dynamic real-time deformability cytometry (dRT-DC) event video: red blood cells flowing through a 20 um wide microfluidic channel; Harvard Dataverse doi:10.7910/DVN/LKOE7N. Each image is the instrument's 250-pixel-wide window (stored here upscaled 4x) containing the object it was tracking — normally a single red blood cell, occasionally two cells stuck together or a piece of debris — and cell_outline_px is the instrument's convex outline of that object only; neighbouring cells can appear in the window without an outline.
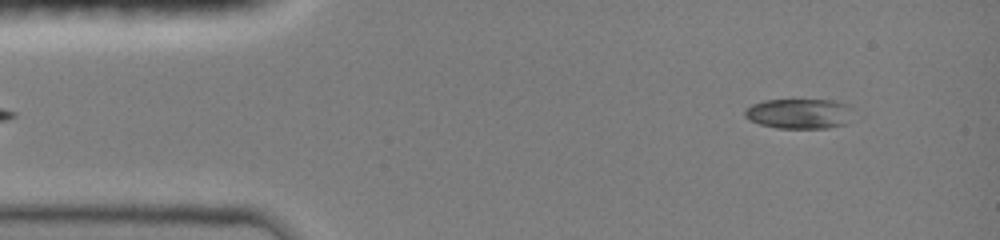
{"species": "common noctule bat (a hibernating species)", "species_latin": "Nyctalus noctula", "temperature_condition": "room temperature", "stored_images_in_passage": 43, "camera_frame_rate_fps": 3000, "um_per_image_px": 0.085, "animal": {"sex": "female", "body_mass_g": 19.0, "forearm_length_mm": 51.5}, "frame": {"image": 1, "passage_image": 2, "time_ms": 0.333, "image_size_px": [1000, 240], "cell_outline_px": [[852, 108], [844, 124], [828, 128], [776, 128], [760, 124], [744, 116], [744, 112], [752, 104], [764, 100], [832, 100], [848, 104]], "centroid_in_image_um": [67.91, 9.65], "position_along_channel_um": 17.1, "area_um2": 18.73}}
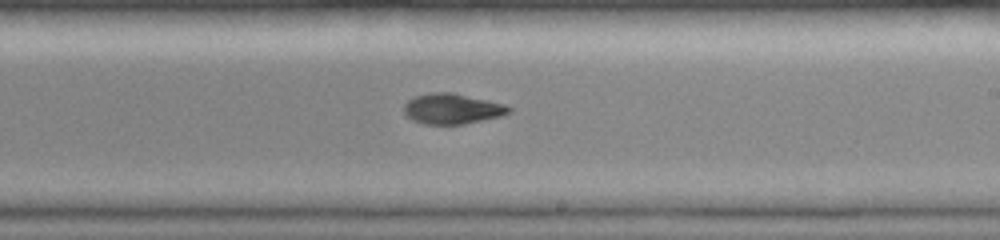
{"frame": {"image": 2, "passage_image": 24, "time_ms": 8.0, "image_size_px": [1000, 240], "cell_outline_px": [[512, 112], [500, 116], [464, 124], [424, 124], [412, 120], [404, 112], [404, 104], [408, 100], [416, 96], [432, 92], [452, 92], [504, 104], [512, 108]], "centroid_in_image_um": [38.43, 9.24], "position_along_channel_um": 250.6, "area_um2": 18.5}}
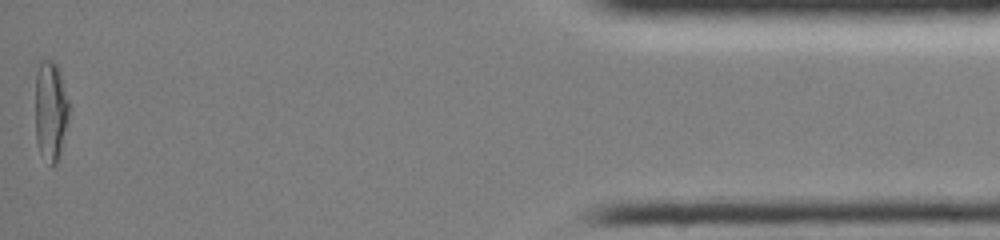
{"frame": {"image": 3, "passage_image": 43, "time_ms": 14.333, "image_size_px": [1000, 240], "cell_outline_px": [[68, 116], [60, 152], [56, 164], [52, 168], [40, 152], [36, 140], [36, 72], [40, 60], [52, 60], [56, 64], [60, 72], [68, 100]], "centroid_in_image_um": [4.29, 9.41], "position_along_channel_um": 430.9, "area_um2": 19.36}, "authors_computed_cell_mechanics": {"area_um2": 18.9584, "velocity_mm_per_s": 4.065, "shape_relaxation_time_tau1_ms": null, "shape_relaxation_time_tau2_ms": 2.732, "deformation_change_tau1": null, "deformation_change_tau2": 0.0673}}